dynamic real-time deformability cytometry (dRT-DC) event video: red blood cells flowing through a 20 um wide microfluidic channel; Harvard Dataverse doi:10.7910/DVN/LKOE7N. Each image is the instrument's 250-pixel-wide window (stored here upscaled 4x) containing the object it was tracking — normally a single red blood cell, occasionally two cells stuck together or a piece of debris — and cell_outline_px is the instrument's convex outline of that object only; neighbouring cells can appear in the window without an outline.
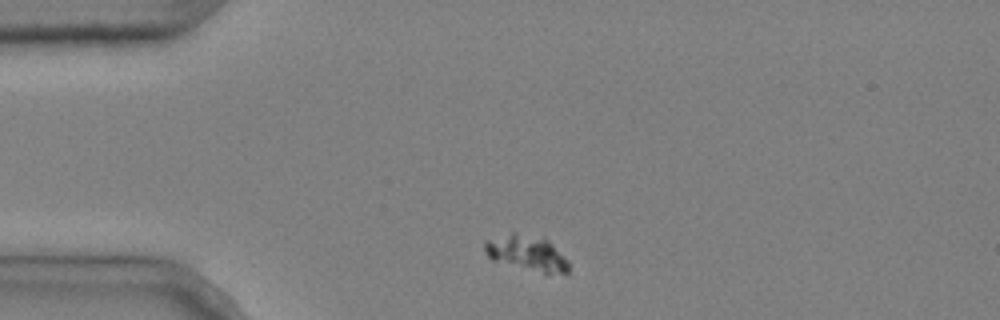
{"species": "common noctule bat (a hibernating species)", "species_latin": "Nyctalus noctula", "temperature_condition": "cold", "stored_images_in_passage": 2, "camera_frame_rate_fps": 3000, "um_per_image_px": 0.085, "animal": {"sex": "male", "body_mass_g": 20.4}, "frame": {"image": 1, "passage_image": 1, "time_ms": 0.0, "image_size_px": [1000, 320], "cell_outline_px": [[568, 272], [548, 276], [492, 260], [484, 252], [484, 240], [512, 232], [516, 232], [544, 236], [568, 260]], "centroid_in_image_um": [44.78, 21.52], "position_along_channel_um": 40.2, "area_um2": 18.03}}